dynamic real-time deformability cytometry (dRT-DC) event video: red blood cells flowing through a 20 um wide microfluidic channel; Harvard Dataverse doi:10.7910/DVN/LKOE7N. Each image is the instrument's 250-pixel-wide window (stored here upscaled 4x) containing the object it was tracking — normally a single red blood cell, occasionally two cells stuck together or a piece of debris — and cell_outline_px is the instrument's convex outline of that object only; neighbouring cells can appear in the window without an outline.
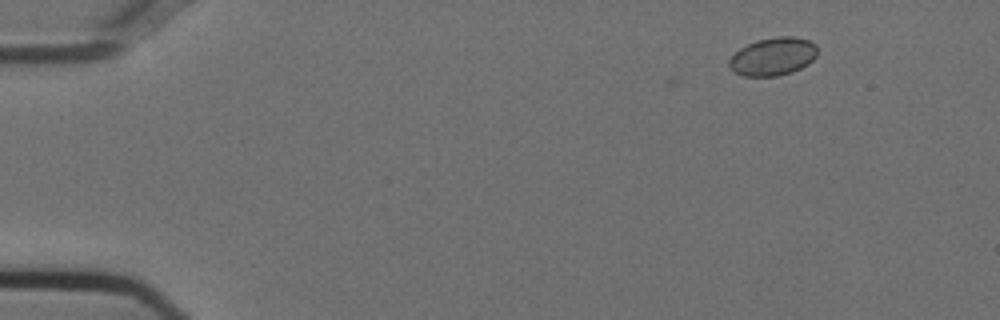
{"species": "Egyptian fruit bat (a non-hibernating species)", "species_latin": "Rousettus aegyptiacus", "temperature_condition": "cold", "stored_images_in_passage": 6, "camera_frame_rate_fps": 3000, "um_per_image_px": 0.085, "animal": {"sex": "female"}, "frame": {"image": 1, "passage_image": 1, "time_ms": 0.0, "image_size_px": [1000, 320], "cell_outline_px": [[816, 56], [808, 64], [792, 72], [776, 76], [744, 76], [736, 72], [728, 64], [728, 60], [740, 48], [756, 40], [776, 36], [792, 36], [808, 40], [816, 44]], "centroid_in_image_um": [65.71, 4.79], "position_along_channel_um": 19.3, "area_um2": 19.42}}